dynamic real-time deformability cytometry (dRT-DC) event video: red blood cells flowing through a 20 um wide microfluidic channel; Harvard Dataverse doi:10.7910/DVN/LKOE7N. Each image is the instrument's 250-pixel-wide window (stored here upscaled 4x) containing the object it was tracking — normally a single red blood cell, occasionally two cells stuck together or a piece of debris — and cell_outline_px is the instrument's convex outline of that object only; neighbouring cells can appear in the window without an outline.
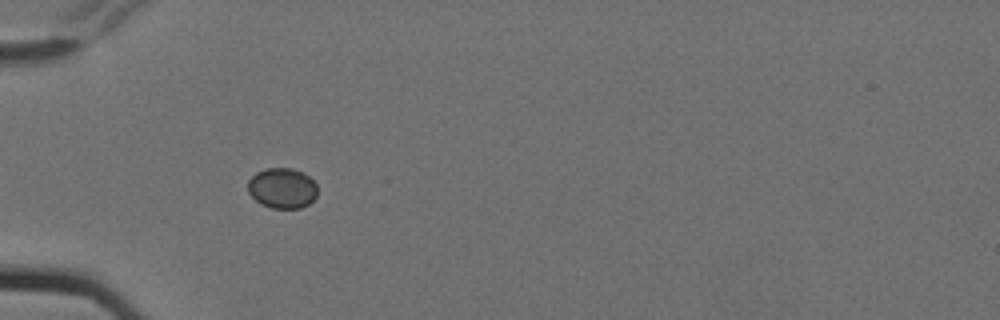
{"species": "Egyptian fruit bat (a non-hibernating species)", "species_latin": "Rousettus aegyptiacus", "temperature_condition": "cold", "stored_images_in_passage": 8, "camera_frame_rate_fps": 3000, "um_per_image_px": 0.085, "animal": {"sex": "female"}, "frame": {"image": 1, "passage_image": 6, "time_ms": 1.667, "image_size_px": [1000, 320], "cell_outline_px": [[316, 196], [308, 204], [300, 208], [272, 208], [260, 204], [248, 192], [248, 180], [256, 172], [268, 168], [292, 168], [304, 172], [316, 184]], "centroid_in_image_um": [23.98, 15.99], "position_along_channel_um": 61.0, "area_um2": 16.36}}
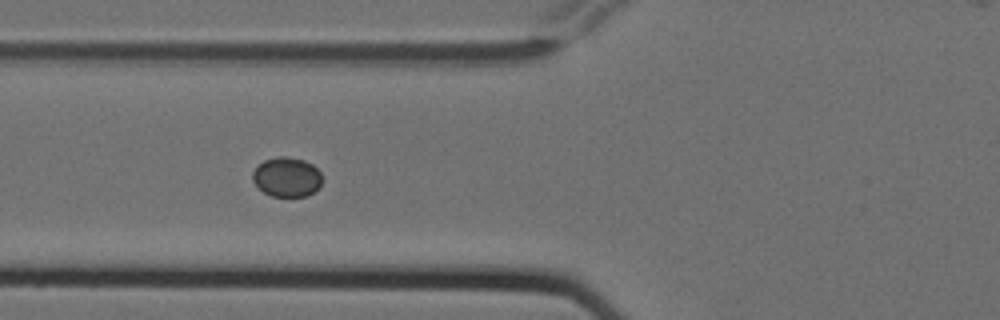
{"frame": {"image": 2, "passage_image": 7, "time_ms": 2.0, "image_size_px": [1000, 320], "cell_outline_px": [[320, 184], [308, 196], [272, 196], [264, 192], [252, 180], [252, 172], [264, 160], [280, 156], [288, 156], [304, 160], [312, 164], [320, 172]], "centroid_in_image_um": [24.36, 15.03], "position_along_channel_um": 101.4, "area_um2": 15.78}}
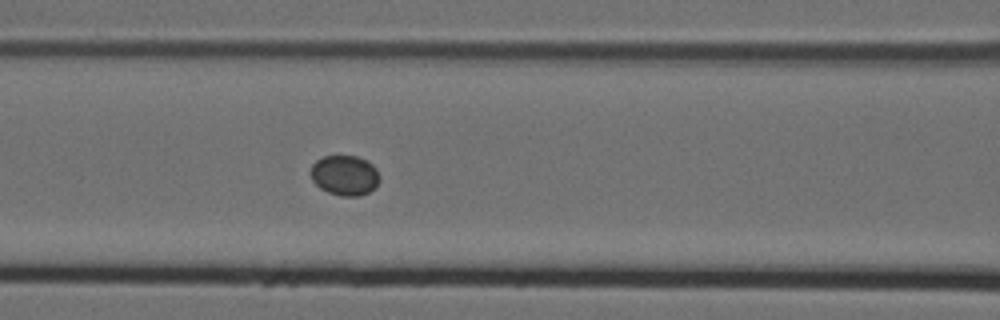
{"frame": {"image": 3, "passage_image": 8, "time_ms": 2.333, "image_size_px": [1000, 320], "cell_outline_px": [[380, 180], [376, 188], [360, 196], [340, 196], [328, 192], [320, 188], [312, 180], [308, 172], [312, 164], [316, 160], [324, 156], [356, 156], [372, 164], [376, 168], [380, 176]], "centroid_in_image_um": [29.29, 14.91], "position_along_channel_um": 137.3, "area_um2": 16.36}}